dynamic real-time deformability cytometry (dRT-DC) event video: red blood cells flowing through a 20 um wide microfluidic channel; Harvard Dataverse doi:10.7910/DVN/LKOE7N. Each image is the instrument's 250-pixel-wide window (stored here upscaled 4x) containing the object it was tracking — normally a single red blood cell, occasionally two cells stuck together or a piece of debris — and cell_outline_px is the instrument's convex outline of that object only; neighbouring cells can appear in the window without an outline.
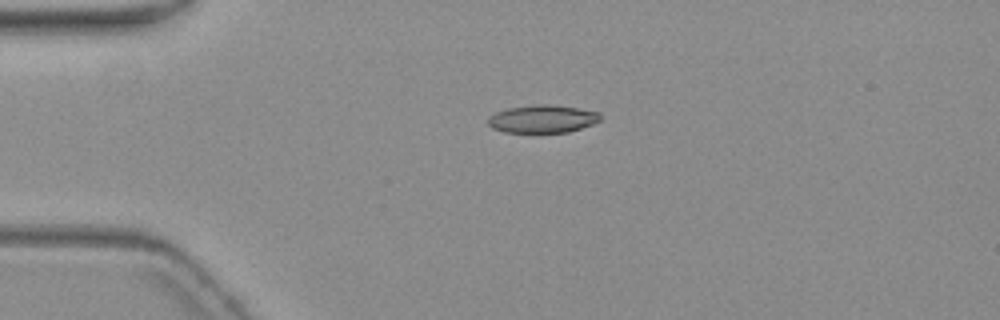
{"species": "common noctule bat (a hibernating species)", "species_latin": "Nyctalus noctula", "temperature_condition": "warm", "stored_images_in_passage": 2, "camera_frame_rate_fps": 3000, "um_per_image_px": 0.085, "animal": {"sex": "female", "body_mass_g": 19.3, "forearm_length_mm": 54.1}, "frame": {"image": 1, "passage_image": 1, "time_ms": 0.0, "image_size_px": [1000, 320], "cell_outline_px": [[600, 120], [592, 124], [568, 132], [504, 132], [492, 128], [488, 124], [488, 116], [496, 112], [508, 108], [536, 104], [548, 104], [576, 108], [600, 112]], "centroid_in_image_um": [46.08, 10.1], "position_along_channel_um": 38.9, "area_um2": 18.09}}